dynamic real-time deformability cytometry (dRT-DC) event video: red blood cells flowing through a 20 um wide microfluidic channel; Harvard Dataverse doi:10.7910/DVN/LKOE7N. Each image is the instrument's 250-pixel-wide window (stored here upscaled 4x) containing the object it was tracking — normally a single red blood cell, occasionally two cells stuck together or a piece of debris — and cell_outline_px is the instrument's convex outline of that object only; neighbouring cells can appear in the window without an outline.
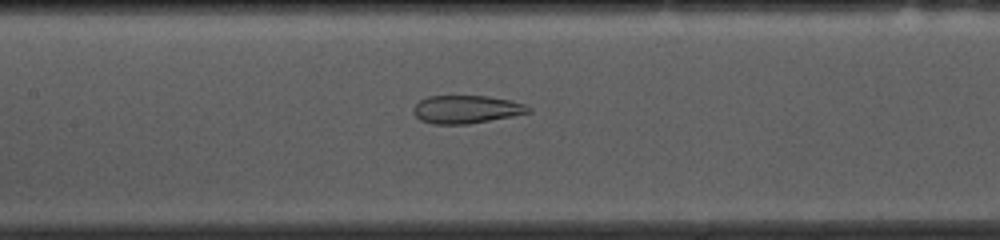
{"species": "common noctule bat (a hibernating species)", "species_latin": "Nyctalus noctula", "temperature_condition": "cold", "stored_images_in_passage": 52, "camera_frame_rate_fps": 3000, "um_per_image_px": 0.085, "animal": {"sex": "female", "body_mass_g": 10.0, "forearm_length_mm": 53.1}, "frame": {"image": 1, "passage_image": 23, "time_ms": 7.333, "image_size_px": [1000, 240], "cell_outline_px": [[532, 112], [512, 116], [468, 124], [432, 124], [420, 120], [412, 112], [412, 108], [420, 100], [428, 96], [488, 96], [508, 100], [524, 104], [532, 108]], "centroid_in_image_um": [39.62, 9.3], "position_along_channel_um": 167.8, "area_um2": 18.79}}
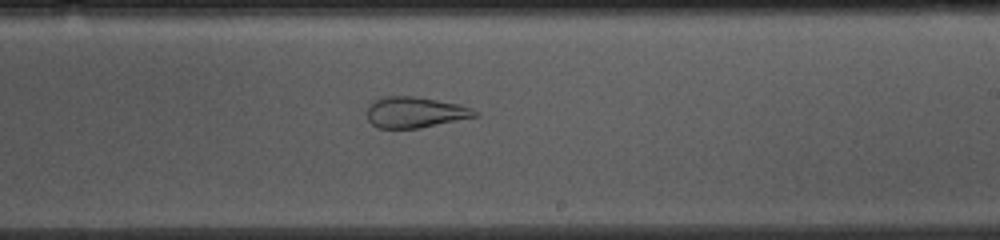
{"frame": {"image": 2, "passage_image": 30, "time_ms": 9.667, "image_size_px": [1000, 240], "cell_outline_px": [[480, 112], [476, 116], [420, 128], [380, 128], [372, 124], [368, 120], [368, 104], [372, 100], [384, 96], [412, 96], [460, 104], [472, 108]], "centroid_in_image_um": [35.26, 9.53], "position_along_channel_um": 253.7, "area_um2": 19.36}, "authors_computed_cell_mechanics": {"area_um2": 27.1371, "velocity_mm_per_s": 3.703, "shape_relaxation_time_tau1_ms": null, "shape_relaxation_time_tau2_ms": 1.7281, "deformation_change_tau1": null, "deformation_change_tau2": 0.0997}}